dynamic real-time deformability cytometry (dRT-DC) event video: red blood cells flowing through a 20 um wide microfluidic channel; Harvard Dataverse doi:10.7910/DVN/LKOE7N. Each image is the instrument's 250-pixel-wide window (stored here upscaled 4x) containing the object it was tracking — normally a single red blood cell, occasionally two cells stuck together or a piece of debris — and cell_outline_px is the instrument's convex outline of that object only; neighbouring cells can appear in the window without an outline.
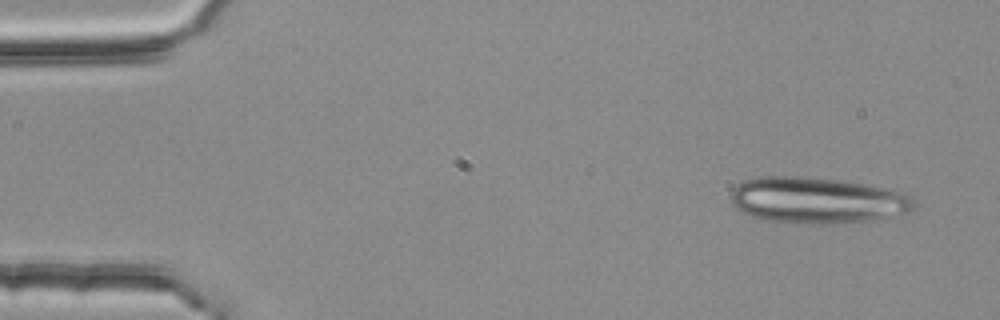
{"species": "common noctule bat (a hibernating species)", "species_latin": "Nyctalus noctula", "temperature_condition": "room temperature", "stored_images_in_passage": 5, "segment_of_instrument_passage": [2, 2], "camera_frame_rate_fps": 3000, "um_per_image_px": 0.085, "animal": {"sex": "female", "body_mass_g": 25.1}, "frame": {"image": 1, "passage_image": 5, "time_ms": 1.333, "image_size_px": [1000, 320], "cell_outline_px": [[916, 208], [912, 212], [868, 220], [836, 224], [820, 224], [760, 220], [736, 208], [732, 204], [732, 188], [740, 180], [760, 176], [800, 176], [840, 180], [864, 184], [904, 192], [912, 196], [916, 204]], "centroid_in_image_um": [69.45, 17.02], "position_along_channel_um": 15.5, "area_um2": 49.71}}